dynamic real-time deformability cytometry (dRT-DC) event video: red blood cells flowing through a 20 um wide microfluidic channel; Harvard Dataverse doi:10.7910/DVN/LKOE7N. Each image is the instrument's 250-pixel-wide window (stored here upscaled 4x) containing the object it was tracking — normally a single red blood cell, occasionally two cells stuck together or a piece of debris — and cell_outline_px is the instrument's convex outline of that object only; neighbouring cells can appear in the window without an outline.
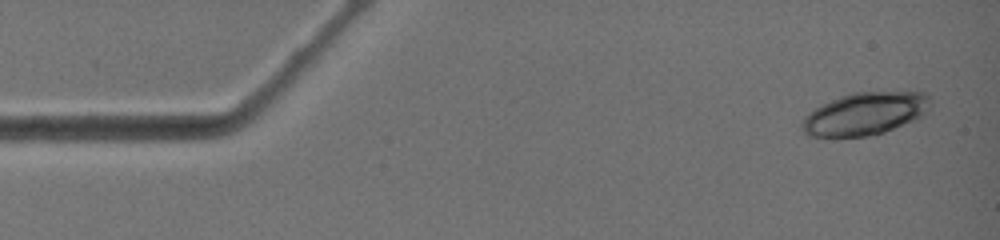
{"species": "common noctule bat (a hibernating species)", "species_latin": "Nyctalus noctula", "temperature_condition": "warm", "stored_images_in_passage": 5, "camera_frame_rate_fps": 3000, "um_per_image_px": 0.085, "animal": {"sex": "female", "body_mass_g": 19.0, "forearm_length_mm": 51.5}, "frame": {"image": 1, "passage_image": 1, "time_ms": 0.0, "image_size_px": [1000, 240], "cell_outline_px": [[932, 104], [928, 112], [924, 116], [884, 132], [868, 136], [808, 136], [800, 128], [800, 124], [804, 116], [816, 108], [840, 96], [852, 92], [892, 88], [904, 88], [928, 92]], "centroid_in_image_um": [73.66, 9.58], "position_along_channel_um": 11.3, "area_um2": 33.23}}